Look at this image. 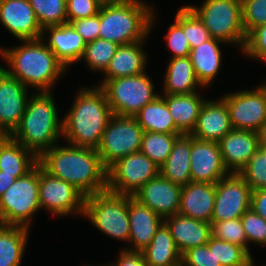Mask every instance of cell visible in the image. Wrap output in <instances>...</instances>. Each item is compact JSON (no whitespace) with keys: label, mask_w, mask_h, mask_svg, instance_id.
I'll return each instance as SVG.
<instances>
[{"label":"cell","mask_w":266,"mask_h":266,"mask_svg":"<svg viewBox=\"0 0 266 266\" xmlns=\"http://www.w3.org/2000/svg\"><path fill=\"white\" fill-rule=\"evenodd\" d=\"M67 145H54L38 158V164L85 196L107 191V168L97 150Z\"/></svg>","instance_id":"6da1fadb"},{"label":"cell","mask_w":266,"mask_h":266,"mask_svg":"<svg viewBox=\"0 0 266 266\" xmlns=\"http://www.w3.org/2000/svg\"><path fill=\"white\" fill-rule=\"evenodd\" d=\"M45 41L46 38L20 40L21 45L0 48V56L8 66V69L3 68L27 88L33 87L35 92H51L60 76L68 70Z\"/></svg>","instance_id":"7a4b0ae2"},{"label":"cell","mask_w":266,"mask_h":266,"mask_svg":"<svg viewBox=\"0 0 266 266\" xmlns=\"http://www.w3.org/2000/svg\"><path fill=\"white\" fill-rule=\"evenodd\" d=\"M63 117L62 138L69 145L97 150L113 113L100 86H82Z\"/></svg>","instance_id":"3957f363"},{"label":"cell","mask_w":266,"mask_h":266,"mask_svg":"<svg viewBox=\"0 0 266 266\" xmlns=\"http://www.w3.org/2000/svg\"><path fill=\"white\" fill-rule=\"evenodd\" d=\"M52 92H34L17 129L10 136L37 158L62 137L63 118L59 119Z\"/></svg>","instance_id":"277c9868"},{"label":"cell","mask_w":266,"mask_h":266,"mask_svg":"<svg viewBox=\"0 0 266 266\" xmlns=\"http://www.w3.org/2000/svg\"><path fill=\"white\" fill-rule=\"evenodd\" d=\"M153 8L143 0L101 5L99 38L118 45L146 40L157 20Z\"/></svg>","instance_id":"5b68a950"},{"label":"cell","mask_w":266,"mask_h":266,"mask_svg":"<svg viewBox=\"0 0 266 266\" xmlns=\"http://www.w3.org/2000/svg\"><path fill=\"white\" fill-rule=\"evenodd\" d=\"M202 20L212 38L240 47L246 42L240 0H204L200 7L188 5Z\"/></svg>","instance_id":"8992f818"},{"label":"cell","mask_w":266,"mask_h":266,"mask_svg":"<svg viewBox=\"0 0 266 266\" xmlns=\"http://www.w3.org/2000/svg\"><path fill=\"white\" fill-rule=\"evenodd\" d=\"M39 203V164L16 181L0 196V220L5 226L30 228Z\"/></svg>","instance_id":"52a82bcc"},{"label":"cell","mask_w":266,"mask_h":266,"mask_svg":"<svg viewBox=\"0 0 266 266\" xmlns=\"http://www.w3.org/2000/svg\"><path fill=\"white\" fill-rule=\"evenodd\" d=\"M83 217L105 235L129 242L128 195L109 191L88 195L85 197Z\"/></svg>","instance_id":"ba28073f"},{"label":"cell","mask_w":266,"mask_h":266,"mask_svg":"<svg viewBox=\"0 0 266 266\" xmlns=\"http://www.w3.org/2000/svg\"><path fill=\"white\" fill-rule=\"evenodd\" d=\"M149 75L144 72L135 76L118 77L107 80L103 89L113 114L119 116L135 115L158 95Z\"/></svg>","instance_id":"9c48e42d"},{"label":"cell","mask_w":266,"mask_h":266,"mask_svg":"<svg viewBox=\"0 0 266 266\" xmlns=\"http://www.w3.org/2000/svg\"><path fill=\"white\" fill-rule=\"evenodd\" d=\"M143 133L135 117L113 114L97 149L102 164L108 169L118 159L139 152Z\"/></svg>","instance_id":"30bf717a"},{"label":"cell","mask_w":266,"mask_h":266,"mask_svg":"<svg viewBox=\"0 0 266 266\" xmlns=\"http://www.w3.org/2000/svg\"><path fill=\"white\" fill-rule=\"evenodd\" d=\"M160 174V167L141 153L118 159L107 169V191L133 196L143 185Z\"/></svg>","instance_id":"8fae6325"},{"label":"cell","mask_w":266,"mask_h":266,"mask_svg":"<svg viewBox=\"0 0 266 266\" xmlns=\"http://www.w3.org/2000/svg\"><path fill=\"white\" fill-rule=\"evenodd\" d=\"M85 195L74 185L50 175L39 165V203L49 213L62 217L84 215Z\"/></svg>","instance_id":"7c38bea8"},{"label":"cell","mask_w":266,"mask_h":266,"mask_svg":"<svg viewBox=\"0 0 266 266\" xmlns=\"http://www.w3.org/2000/svg\"><path fill=\"white\" fill-rule=\"evenodd\" d=\"M221 98L228 107L233 129L257 132L266 121V89L263 85L253 90L229 92Z\"/></svg>","instance_id":"4fadbf2b"},{"label":"cell","mask_w":266,"mask_h":266,"mask_svg":"<svg viewBox=\"0 0 266 266\" xmlns=\"http://www.w3.org/2000/svg\"><path fill=\"white\" fill-rule=\"evenodd\" d=\"M251 188L238 173H229L216 183L211 221L239 219L250 209Z\"/></svg>","instance_id":"5bb4252c"},{"label":"cell","mask_w":266,"mask_h":266,"mask_svg":"<svg viewBox=\"0 0 266 266\" xmlns=\"http://www.w3.org/2000/svg\"><path fill=\"white\" fill-rule=\"evenodd\" d=\"M27 89L0 65V127L8 136L20 124L30 98Z\"/></svg>","instance_id":"9a60e30c"},{"label":"cell","mask_w":266,"mask_h":266,"mask_svg":"<svg viewBox=\"0 0 266 266\" xmlns=\"http://www.w3.org/2000/svg\"><path fill=\"white\" fill-rule=\"evenodd\" d=\"M191 182L216 184L229 172L225 168L218 142L202 141L191 136Z\"/></svg>","instance_id":"2e32d148"},{"label":"cell","mask_w":266,"mask_h":266,"mask_svg":"<svg viewBox=\"0 0 266 266\" xmlns=\"http://www.w3.org/2000/svg\"><path fill=\"white\" fill-rule=\"evenodd\" d=\"M182 186L159 174L149 180L133 196L163 220L179 214Z\"/></svg>","instance_id":"e0dca14e"},{"label":"cell","mask_w":266,"mask_h":266,"mask_svg":"<svg viewBox=\"0 0 266 266\" xmlns=\"http://www.w3.org/2000/svg\"><path fill=\"white\" fill-rule=\"evenodd\" d=\"M0 23L18 40L42 37L43 29L29 0H0Z\"/></svg>","instance_id":"ac0fdd59"},{"label":"cell","mask_w":266,"mask_h":266,"mask_svg":"<svg viewBox=\"0 0 266 266\" xmlns=\"http://www.w3.org/2000/svg\"><path fill=\"white\" fill-rule=\"evenodd\" d=\"M218 143L229 173H239L259 148L258 134L250 130L232 129Z\"/></svg>","instance_id":"d6986e66"},{"label":"cell","mask_w":266,"mask_h":266,"mask_svg":"<svg viewBox=\"0 0 266 266\" xmlns=\"http://www.w3.org/2000/svg\"><path fill=\"white\" fill-rule=\"evenodd\" d=\"M128 211L130 222V247L123 248L128 251L142 252L152 241L156 230L164 222L148 206L141 203L134 196L128 195ZM129 248V249H128Z\"/></svg>","instance_id":"ffe728a7"},{"label":"cell","mask_w":266,"mask_h":266,"mask_svg":"<svg viewBox=\"0 0 266 266\" xmlns=\"http://www.w3.org/2000/svg\"><path fill=\"white\" fill-rule=\"evenodd\" d=\"M232 129L228 107L220 97L215 101L206 99L190 135L202 141L219 142Z\"/></svg>","instance_id":"44dd1931"},{"label":"cell","mask_w":266,"mask_h":266,"mask_svg":"<svg viewBox=\"0 0 266 266\" xmlns=\"http://www.w3.org/2000/svg\"><path fill=\"white\" fill-rule=\"evenodd\" d=\"M46 34H50L46 43L47 47L56 55L66 69L72 64L81 61L86 43L71 23L46 27L43 29L41 38H45Z\"/></svg>","instance_id":"7402d4cb"},{"label":"cell","mask_w":266,"mask_h":266,"mask_svg":"<svg viewBox=\"0 0 266 266\" xmlns=\"http://www.w3.org/2000/svg\"><path fill=\"white\" fill-rule=\"evenodd\" d=\"M216 184L189 182L182 186L179 214L211 223Z\"/></svg>","instance_id":"603a6c76"},{"label":"cell","mask_w":266,"mask_h":266,"mask_svg":"<svg viewBox=\"0 0 266 266\" xmlns=\"http://www.w3.org/2000/svg\"><path fill=\"white\" fill-rule=\"evenodd\" d=\"M177 249L183 255L187 250L207 244L212 236V224L180 214L164 219Z\"/></svg>","instance_id":"cb8c5ba5"},{"label":"cell","mask_w":266,"mask_h":266,"mask_svg":"<svg viewBox=\"0 0 266 266\" xmlns=\"http://www.w3.org/2000/svg\"><path fill=\"white\" fill-rule=\"evenodd\" d=\"M144 42L146 41L120 45L103 73L106 77L104 76L102 82L97 86L101 87L107 80L144 73L149 60L142 47Z\"/></svg>","instance_id":"d4e9b609"},{"label":"cell","mask_w":266,"mask_h":266,"mask_svg":"<svg viewBox=\"0 0 266 266\" xmlns=\"http://www.w3.org/2000/svg\"><path fill=\"white\" fill-rule=\"evenodd\" d=\"M227 44L219 39L209 40L190 50V60L193 64L198 82L206 88L212 84L222 66L221 44Z\"/></svg>","instance_id":"484cf974"},{"label":"cell","mask_w":266,"mask_h":266,"mask_svg":"<svg viewBox=\"0 0 266 266\" xmlns=\"http://www.w3.org/2000/svg\"><path fill=\"white\" fill-rule=\"evenodd\" d=\"M176 127L183 134L195 129L199 112L206 101L198 92L188 94H162Z\"/></svg>","instance_id":"4316f807"},{"label":"cell","mask_w":266,"mask_h":266,"mask_svg":"<svg viewBox=\"0 0 266 266\" xmlns=\"http://www.w3.org/2000/svg\"><path fill=\"white\" fill-rule=\"evenodd\" d=\"M169 60L164 73L162 94H188L202 88L189 56Z\"/></svg>","instance_id":"83f0119b"},{"label":"cell","mask_w":266,"mask_h":266,"mask_svg":"<svg viewBox=\"0 0 266 266\" xmlns=\"http://www.w3.org/2000/svg\"><path fill=\"white\" fill-rule=\"evenodd\" d=\"M191 135H180L169 154L167 161L160 167V174L172 183L181 186L191 182L190 170Z\"/></svg>","instance_id":"f1b7e54d"},{"label":"cell","mask_w":266,"mask_h":266,"mask_svg":"<svg viewBox=\"0 0 266 266\" xmlns=\"http://www.w3.org/2000/svg\"><path fill=\"white\" fill-rule=\"evenodd\" d=\"M38 164V158L10 136L0 141V171L17 178Z\"/></svg>","instance_id":"f546056e"},{"label":"cell","mask_w":266,"mask_h":266,"mask_svg":"<svg viewBox=\"0 0 266 266\" xmlns=\"http://www.w3.org/2000/svg\"><path fill=\"white\" fill-rule=\"evenodd\" d=\"M142 254L147 266L182 265V255L164 222L156 230L155 236Z\"/></svg>","instance_id":"4dcf8cb0"},{"label":"cell","mask_w":266,"mask_h":266,"mask_svg":"<svg viewBox=\"0 0 266 266\" xmlns=\"http://www.w3.org/2000/svg\"><path fill=\"white\" fill-rule=\"evenodd\" d=\"M137 123L145 131L183 134L175 125L164 97L160 94L146 104L136 115Z\"/></svg>","instance_id":"1f68e13d"},{"label":"cell","mask_w":266,"mask_h":266,"mask_svg":"<svg viewBox=\"0 0 266 266\" xmlns=\"http://www.w3.org/2000/svg\"><path fill=\"white\" fill-rule=\"evenodd\" d=\"M29 228L5 226L0 228V266H20L29 237Z\"/></svg>","instance_id":"d6a6232c"},{"label":"cell","mask_w":266,"mask_h":266,"mask_svg":"<svg viewBox=\"0 0 266 266\" xmlns=\"http://www.w3.org/2000/svg\"><path fill=\"white\" fill-rule=\"evenodd\" d=\"M182 134H165L145 131L142 136L140 152L161 167L172 151L176 139Z\"/></svg>","instance_id":"836d02e7"},{"label":"cell","mask_w":266,"mask_h":266,"mask_svg":"<svg viewBox=\"0 0 266 266\" xmlns=\"http://www.w3.org/2000/svg\"><path fill=\"white\" fill-rule=\"evenodd\" d=\"M175 22L183 29L185 36L190 44V49L211 38L209 31L204 26L202 20L188 6L184 5L177 10Z\"/></svg>","instance_id":"e575fe53"},{"label":"cell","mask_w":266,"mask_h":266,"mask_svg":"<svg viewBox=\"0 0 266 266\" xmlns=\"http://www.w3.org/2000/svg\"><path fill=\"white\" fill-rule=\"evenodd\" d=\"M119 46L114 42L97 38L86 43L85 52L81 60L84 59L85 63H87L86 65L93 72L97 71L103 74Z\"/></svg>","instance_id":"d590c367"},{"label":"cell","mask_w":266,"mask_h":266,"mask_svg":"<svg viewBox=\"0 0 266 266\" xmlns=\"http://www.w3.org/2000/svg\"><path fill=\"white\" fill-rule=\"evenodd\" d=\"M42 29L66 24V0H29Z\"/></svg>","instance_id":"8d00e7d4"},{"label":"cell","mask_w":266,"mask_h":266,"mask_svg":"<svg viewBox=\"0 0 266 266\" xmlns=\"http://www.w3.org/2000/svg\"><path fill=\"white\" fill-rule=\"evenodd\" d=\"M208 247H214L217 264L222 266H246L252 259L243 247L211 236Z\"/></svg>","instance_id":"74e56055"},{"label":"cell","mask_w":266,"mask_h":266,"mask_svg":"<svg viewBox=\"0 0 266 266\" xmlns=\"http://www.w3.org/2000/svg\"><path fill=\"white\" fill-rule=\"evenodd\" d=\"M249 185L251 191L266 188V146L259 145L250 161L238 173Z\"/></svg>","instance_id":"f35d334b"},{"label":"cell","mask_w":266,"mask_h":266,"mask_svg":"<svg viewBox=\"0 0 266 266\" xmlns=\"http://www.w3.org/2000/svg\"><path fill=\"white\" fill-rule=\"evenodd\" d=\"M212 236L243 247L248 252L247 238L241 218L226 221H211Z\"/></svg>","instance_id":"ab89813d"},{"label":"cell","mask_w":266,"mask_h":266,"mask_svg":"<svg viewBox=\"0 0 266 266\" xmlns=\"http://www.w3.org/2000/svg\"><path fill=\"white\" fill-rule=\"evenodd\" d=\"M241 222L247 238L248 253L252 256L249 243L266 246V220L250 208L241 217Z\"/></svg>","instance_id":"60d3db41"},{"label":"cell","mask_w":266,"mask_h":266,"mask_svg":"<svg viewBox=\"0 0 266 266\" xmlns=\"http://www.w3.org/2000/svg\"><path fill=\"white\" fill-rule=\"evenodd\" d=\"M242 24L246 35L253 28L266 24V0H243Z\"/></svg>","instance_id":"b9f144b4"},{"label":"cell","mask_w":266,"mask_h":266,"mask_svg":"<svg viewBox=\"0 0 266 266\" xmlns=\"http://www.w3.org/2000/svg\"><path fill=\"white\" fill-rule=\"evenodd\" d=\"M243 55L266 62V24L253 28L246 36Z\"/></svg>","instance_id":"7bdbcfd3"},{"label":"cell","mask_w":266,"mask_h":266,"mask_svg":"<svg viewBox=\"0 0 266 266\" xmlns=\"http://www.w3.org/2000/svg\"><path fill=\"white\" fill-rule=\"evenodd\" d=\"M168 48L173 53L170 59L188 57L190 54V44L183 32V29L174 21L168 28V33L164 36Z\"/></svg>","instance_id":"ee69618b"},{"label":"cell","mask_w":266,"mask_h":266,"mask_svg":"<svg viewBox=\"0 0 266 266\" xmlns=\"http://www.w3.org/2000/svg\"><path fill=\"white\" fill-rule=\"evenodd\" d=\"M183 266H222L217 264L214 255V247H208L207 244L197 246L187 250L182 255Z\"/></svg>","instance_id":"f6af8a7d"},{"label":"cell","mask_w":266,"mask_h":266,"mask_svg":"<svg viewBox=\"0 0 266 266\" xmlns=\"http://www.w3.org/2000/svg\"><path fill=\"white\" fill-rule=\"evenodd\" d=\"M100 7L96 0H66L67 22L95 16Z\"/></svg>","instance_id":"bcb514c9"},{"label":"cell","mask_w":266,"mask_h":266,"mask_svg":"<svg viewBox=\"0 0 266 266\" xmlns=\"http://www.w3.org/2000/svg\"><path fill=\"white\" fill-rule=\"evenodd\" d=\"M71 24L85 43L94 41L99 38L100 10L95 16L74 20Z\"/></svg>","instance_id":"7dc6e473"},{"label":"cell","mask_w":266,"mask_h":266,"mask_svg":"<svg viewBox=\"0 0 266 266\" xmlns=\"http://www.w3.org/2000/svg\"><path fill=\"white\" fill-rule=\"evenodd\" d=\"M119 253L115 263L104 266H147L142 252L122 249Z\"/></svg>","instance_id":"c3c4849f"},{"label":"cell","mask_w":266,"mask_h":266,"mask_svg":"<svg viewBox=\"0 0 266 266\" xmlns=\"http://www.w3.org/2000/svg\"><path fill=\"white\" fill-rule=\"evenodd\" d=\"M250 208L266 220V188L251 192Z\"/></svg>","instance_id":"681fc988"},{"label":"cell","mask_w":266,"mask_h":266,"mask_svg":"<svg viewBox=\"0 0 266 266\" xmlns=\"http://www.w3.org/2000/svg\"><path fill=\"white\" fill-rule=\"evenodd\" d=\"M17 177L0 171V196L16 181Z\"/></svg>","instance_id":"f907efd6"},{"label":"cell","mask_w":266,"mask_h":266,"mask_svg":"<svg viewBox=\"0 0 266 266\" xmlns=\"http://www.w3.org/2000/svg\"><path fill=\"white\" fill-rule=\"evenodd\" d=\"M257 134L259 139V145L266 146V121L258 129Z\"/></svg>","instance_id":"816d5d0a"},{"label":"cell","mask_w":266,"mask_h":266,"mask_svg":"<svg viewBox=\"0 0 266 266\" xmlns=\"http://www.w3.org/2000/svg\"><path fill=\"white\" fill-rule=\"evenodd\" d=\"M101 5H109L123 2L125 0H96Z\"/></svg>","instance_id":"f5cc1de1"},{"label":"cell","mask_w":266,"mask_h":266,"mask_svg":"<svg viewBox=\"0 0 266 266\" xmlns=\"http://www.w3.org/2000/svg\"><path fill=\"white\" fill-rule=\"evenodd\" d=\"M9 137L0 127V141Z\"/></svg>","instance_id":"db71d44e"},{"label":"cell","mask_w":266,"mask_h":266,"mask_svg":"<svg viewBox=\"0 0 266 266\" xmlns=\"http://www.w3.org/2000/svg\"><path fill=\"white\" fill-rule=\"evenodd\" d=\"M254 259H252L246 266H255V261H253Z\"/></svg>","instance_id":"11a10c76"},{"label":"cell","mask_w":266,"mask_h":266,"mask_svg":"<svg viewBox=\"0 0 266 266\" xmlns=\"http://www.w3.org/2000/svg\"><path fill=\"white\" fill-rule=\"evenodd\" d=\"M262 85H263L264 88L266 89V82H263Z\"/></svg>","instance_id":"9f6ffc18"},{"label":"cell","mask_w":266,"mask_h":266,"mask_svg":"<svg viewBox=\"0 0 266 266\" xmlns=\"http://www.w3.org/2000/svg\"><path fill=\"white\" fill-rule=\"evenodd\" d=\"M3 226V223H2V221L0 220V228Z\"/></svg>","instance_id":"6f0895ef"}]
</instances>
